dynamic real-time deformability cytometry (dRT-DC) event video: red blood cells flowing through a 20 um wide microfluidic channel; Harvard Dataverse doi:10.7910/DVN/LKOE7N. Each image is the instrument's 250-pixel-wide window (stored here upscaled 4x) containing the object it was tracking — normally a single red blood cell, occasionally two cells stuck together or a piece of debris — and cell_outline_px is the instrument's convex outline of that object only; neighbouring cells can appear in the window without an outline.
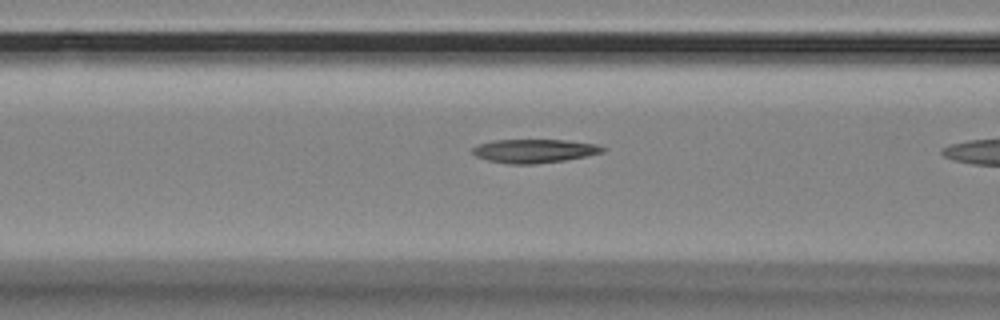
{"species": "Egyptian fruit bat (a non-hibernating species)", "species_latin": "Rousettus aegyptiacus", "temperature_condition": "room temperature", "stored_images_in_passage": 36, "camera_frame_rate_fps": 3000, "um_per_image_px": 0.085, "animal": {"sex": "female"}, "frame": {"image": 1, "passage_image": 14, "time_ms": 4.333, "image_size_px": [1000, 320], "cell_outline_px": [[604, 152], [564, 160], [536, 164], [508, 164], [488, 160], [476, 156], [472, 152], [472, 148], [480, 144], [492, 140], [568, 140], [596, 144], [604, 148]], "centroid_in_image_um": [45.39, 12.83], "position_along_channel_um": 121.2, "area_um2": 17.8}}
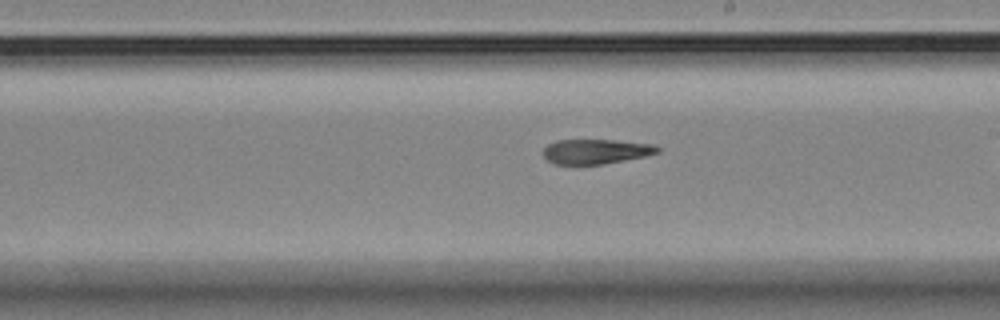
{"frame": {"image": 2, "passage_image": 24, "time_ms": 7.667, "image_size_px": [1000, 320], "cell_outline_px": [[660, 152], [644, 156], [604, 164], [552, 164], [544, 156], [544, 148], [548, 144], [556, 140], [616, 140], [652, 144], [660, 148]], "centroid_in_image_um": [50.64, 12.87], "position_along_channel_um": 238.4, "area_um2": 16.42}}
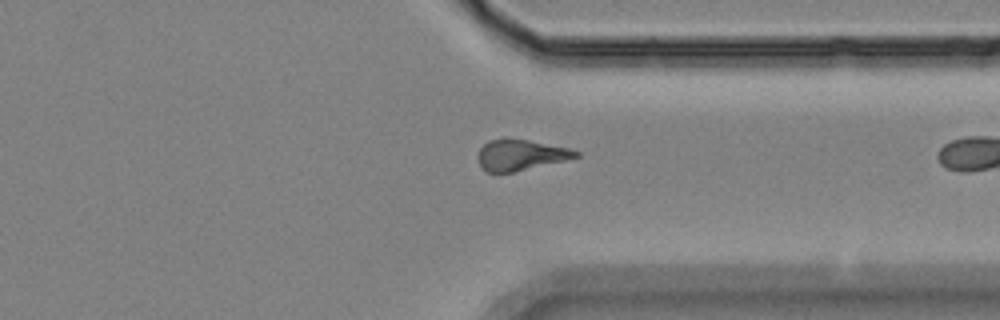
{"frame": {"image": 3, "passage_image": 35, "time_ms": 11.333, "image_size_px": [1000, 320], "cell_outline_px": [[580, 156], [564, 160], [512, 172], [488, 172], [480, 168], [480, 148], [488, 140], [504, 136], [528, 140], [568, 148], [580, 152]], "centroid_in_image_um": [44.22, 13.14], "position_along_channel_um": 367.2, "area_um2": 17.46}}